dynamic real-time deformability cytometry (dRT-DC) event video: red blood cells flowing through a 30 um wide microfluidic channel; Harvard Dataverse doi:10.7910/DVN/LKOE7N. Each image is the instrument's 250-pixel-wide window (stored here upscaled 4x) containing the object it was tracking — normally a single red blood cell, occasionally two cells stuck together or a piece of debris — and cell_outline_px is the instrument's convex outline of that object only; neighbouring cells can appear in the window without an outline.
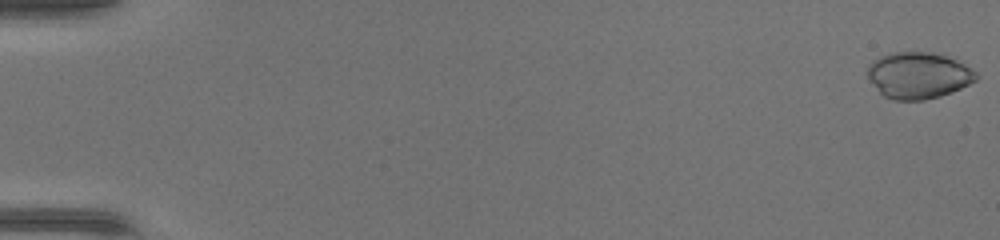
{"species": "common noctule bat (a hibernating species)", "species_latin": "Nyctalus noctula", "temperature_condition": "warm", "stored_images_in_passage": 47, "camera_frame_rate_fps": 3000, "um_per_image_px": 0.085, "animal": {"sex": "female", "body_mass_g": 17.0, "forearm_length_mm": 48.0}, "frame": {"image": 1, "passage_image": 1, "time_ms": 0.0, "image_size_px": [1000, 240], "cell_outline_px": [[980, 76], [976, 80], [952, 92], [940, 96], [924, 100], [896, 100], [884, 96], [868, 80], [868, 64], [880, 56], [892, 52], [944, 52], [964, 64], [976, 72]], "centroid_in_image_um": [78.08, 6.38], "position_along_channel_um": 6.9, "area_um2": 29.71}}
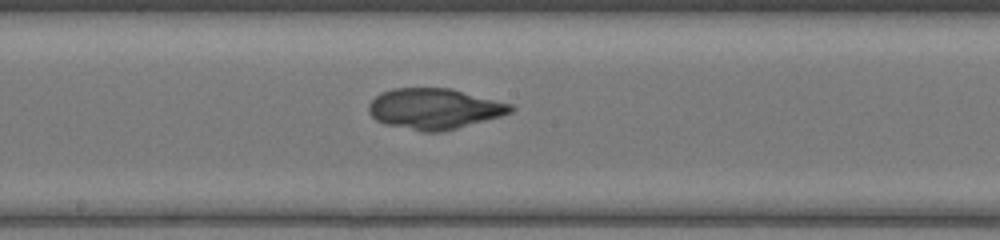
{"frame": {"image": 2, "passage_image": 27, "time_ms": 8.667, "image_size_px": [1000, 240], "cell_outline_px": [[516, 108], [512, 112], [500, 116], [444, 132], [420, 132], [384, 124], [376, 120], [368, 112], [368, 104], [380, 92], [392, 88], [452, 88], [512, 104]], "centroid_in_image_um": [36.91, 9.25], "position_along_channel_um": 211.3, "area_um2": 34.04}}
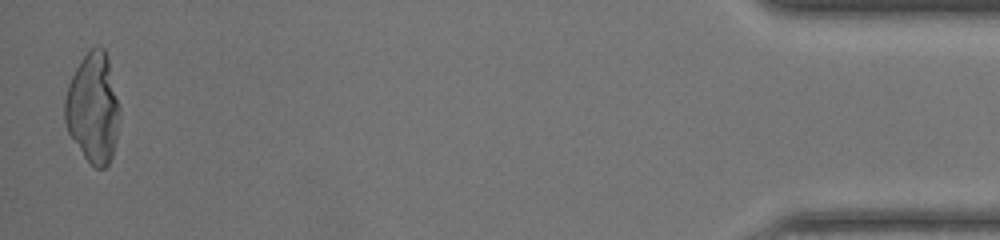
{"frame": {"image": 3, "passage_image": 47, "time_ms": 15.333, "image_size_px": [1000, 240], "cell_outline_px": [[120, 116], [112, 156], [108, 164], [104, 168], [96, 168], [84, 156], [68, 132], [64, 120], [64, 100], [68, 84], [80, 60], [92, 48], [104, 48], [108, 60], [120, 108]], "centroid_in_image_um": [7.9, 9.2], "position_along_channel_um": 427.3, "area_um2": 34.74}}